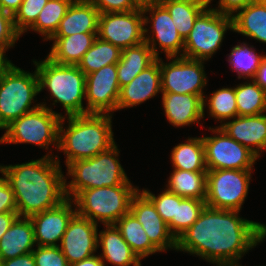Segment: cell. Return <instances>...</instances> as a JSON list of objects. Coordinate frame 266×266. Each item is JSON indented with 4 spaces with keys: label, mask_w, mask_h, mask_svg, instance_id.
Wrapping results in <instances>:
<instances>
[{
    "label": "cell",
    "mask_w": 266,
    "mask_h": 266,
    "mask_svg": "<svg viewBox=\"0 0 266 266\" xmlns=\"http://www.w3.org/2000/svg\"><path fill=\"white\" fill-rule=\"evenodd\" d=\"M239 213L205 206L193 225L176 240V251L214 265L240 261L266 239V224L242 218Z\"/></svg>",
    "instance_id": "1"
},
{
    "label": "cell",
    "mask_w": 266,
    "mask_h": 266,
    "mask_svg": "<svg viewBox=\"0 0 266 266\" xmlns=\"http://www.w3.org/2000/svg\"><path fill=\"white\" fill-rule=\"evenodd\" d=\"M52 151L40 159L15 165H0V173L15 195L19 217L53 209L66 199L65 176Z\"/></svg>",
    "instance_id": "2"
},
{
    "label": "cell",
    "mask_w": 266,
    "mask_h": 266,
    "mask_svg": "<svg viewBox=\"0 0 266 266\" xmlns=\"http://www.w3.org/2000/svg\"><path fill=\"white\" fill-rule=\"evenodd\" d=\"M112 115L89 113L62 117L57 151L65 154L66 166L75 160L92 158L116 144L112 130ZM66 119L68 126L64 128Z\"/></svg>",
    "instance_id": "3"
},
{
    "label": "cell",
    "mask_w": 266,
    "mask_h": 266,
    "mask_svg": "<svg viewBox=\"0 0 266 266\" xmlns=\"http://www.w3.org/2000/svg\"><path fill=\"white\" fill-rule=\"evenodd\" d=\"M33 63L38 75L39 92L47 89L52 105L60 103L67 116L86 114L83 105L86 75L77 65L58 64L47 56L43 61L35 60Z\"/></svg>",
    "instance_id": "4"
},
{
    "label": "cell",
    "mask_w": 266,
    "mask_h": 266,
    "mask_svg": "<svg viewBox=\"0 0 266 266\" xmlns=\"http://www.w3.org/2000/svg\"><path fill=\"white\" fill-rule=\"evenodd\" d=\"M119 153L118 146L115 144L92 158L69 163L66 166L67 176L72 180L67 183V178H65L67 199H73L85 189L131 183L124 168L119 163Z\"/></svg>",
    "instance_id": "5"
},
{
    "label": "cell",
    "mask_w": 266,
    "mask_h": 266,
    "mask_svg": "<svg viewBox=\"0 0 266 266\" xmlns=\"http://www.w3.org/2000/svg\"><path fill=\"white\" fill-rule=\"evenodd\" d=\"M139 187L123 183L111 187H99L80 191L72 200L76 212L95 224L114 225L130 209L132 197Z\"/></svg>",
    "instance_id": "6"
},
{
    "label": "cell",
    "mask_w": 266,
    "mask_h": 266,
    "mask_svg": "<svg viewBox=\"0 0 266 266\" xmlns=\"http://www.w3.org/2000/svg\"><path fill=\"white\" fill-rule=\"evenodd\" d=\"M36 110L22 115L6 126L0 137V144H33L49 149L53 145L59 147V125L64 115L57 113L41 102Z\"/></svg>",
    "instance_id": "7"
},
{
    "label": "cell",
    "mask_w": 266,
    "mask_h": 266,
    "mask_svg": "<svg viewBox=\"0 0 266 266\" xmlns=\"http://www.w3.org/2000/svg\"><path fill=\"white\" fill-rule=\"evenodd\" d=\"M39 93L36 68L30 73L14 64L4 73L0 80V130H4L22 115L39 108L40 103L31 106Z\"/></svg>",
    "instance_id": "8"
},
{
    "label": "cell",
    "mask_w": 266,
    "mask_h": 266,
    "mask_svg": "<svg viewBox=\"0 0 266 266\" xmlns=\"http://www.w3.org/2000/svg\"><path fill=\"white\" fill-rule=\"evenodd\" d=\"M209 7V8H208ZM208 5L194 21L184 40V58L208 61L224 40L228 30L233 31V19Z\"/></svg>",
    "instance_id": "9"
},
{
    "label": "cell",
    "mask_w": 266,
    "mask_h": 266,
    "mask_svg": "<svg viewBox=\"0 0 266 266\" xmlns=\"http://www.w3.org/2000/svg\"><path fill=\"white\" fill-rule=\"evenodd\" d=\"M253 170H207L206 206L240 211L248 195Z\"/></svg>",
    "instance_id": "10"
},
{
    "label": "cell",
    "mask_w": 266,
    "mask_h": 266,
    "mask_svg": "<svg viewBox=\"0 0 266 266\" xmlns=\"http://www.w3.org/2000/svg\"><path fill=\"white\" fill-rule=\"evenodd\" d=\"M214 136L202 137L207 170H253L258 157L231 138L221 127H209Z\"/></svg>",
    "instance_id": "11"
},
{
    "label": "cell",
    "mask_w": 266,
    "mask_h": 266,
    "mask_svg": "<svg viewBox=\"0 0 266 266\" xmlns=\"http://www.w3.org/2000/svg\"><path fill=\"white\" fill-rule=\"evenodd\" d=\"M168 60L169 63H165L159 57L162 92L192 94L204 99L206 95L203 89L208 83L204 70L205 61L182 56L167 57Z\"/></svg>",
    "instance_id": "12"
},
{
    "label": "cell",
    "mask_w": 266,
    "mask_h": 266,
    "mask_svg": "<svg viewBox=\"0 0 266 266\" xmlns=\"http://www.w3.org/2000/svg\"><path fill=\"white\" fill-rule=\"evenodd\" d=\"M142 12L144 15V39L153 54L157 58L160 57V52H164L166 57L183 56L184 40L179 35L168 10L161 3H157L144 7ZM149 23L152 24L150 27H148ZM149 28L152 30H148ZM157 45L161 49L160 52Z\"/></svg>",
    "instance_id": "13"
},
{
    "label": "cell",
    "mask_w": 266,
    "mask_h": 266,
    "mask_svg": "<svg viewBox=\"0 0 266 266\" xmlns=\"http://www.w3.org/2000/svg\"><path fill=\"white\" fill-rule=\"evenodd\" d=\"M141 8L129 12L99 13L98 34L121 50L141 44L144 39V17Z\"/></svg>",
    "instance_id": "14"
},
{
    "label": "cell",
    "mask_w": 266,
    "mask_h": 266,
    "mask_svg": "<svg viewBox=\"0 0 266 266\" xmlns=\"http://www.w3.org/2000/svg\"><path fill=\"white\" fill-rule=\"evenodd\" d=\"M117 64H109L86 75V114H112L120 96Z\"/></svg>",
    "instance_id": "15"
},
{
    "label": "cell",
    "mask_w": 266,
    "mask_h": 266,
    "mask_svg": "<svg viewBox=\"0 0 266 266\" xmlns=\"http://www.w3.org/2000/svg\"><path fill=\"white\" fill-rule=\"evenodd\" d=\"M97 242L98 225L76 213L70 220L59 247L71 265L95 255Z\"/></svg>",
    "instance_id": "16"
},
{
    "label": "cell",
    "mask_w": 266,
    "mask_h": 266,
    "mask_svg": "<svg viewBox=\"0 0 266 266\" xmlns=\"http://www.w3.org/2000/svg\"><path fill=\"white\" fill-rule=\"evenodd\" d=\"M129 212L142 225L151 243L161 253L167 249L176 250V239L170 233L167 223L141 189L132 197Z\"/></svg>",
    "instance_id": "17"
},
{
    "label": "cell",
    "mask_w": 266,
    "mask_h": 266,
    "mask_svg": "<svg viewBox=\"0 0 266 266\" xmlns=\"http://www.w3.org/2000/svg\"><path fill=\"white\" fill-rule=\"evenodd\" d=\"M72 199H66L57 207L29 217L34 228L36 246H59L67 226L77 213ZM75 208H73V206Z\"/></svg>",
    "instance_id": "18"
},
{
    "label": "cell",
    "mask_w": 266,
    "mask_h": 266,
    "mask_svg": "<svg viewBox=\"0 0 266 266\" xmlns=\"http://www.w3.org/2000/svg\"><path fill=\"white\" fill-rule=\"evenodd\" d=\"M160 92H162L161 70L159 58H157L129 84L121 88L117 111L140 105Z\"/></svg>",
    "instance_id": "19"
},
{
    "label": "cell",
    "mask_w": 266,
    "mask_h": 266,
    "mask_svg": "<svg viewBox=\"0 0 266 266\" xmlns=\"http://www.w3.org/2000/svg\"><path fill=\"white\" fill-rule=\"evenodd\" d=\"M221 128L235 141L247 147L258 158L266 152V114L236 116Z\"/></svg>",
    "instance_id": "20"
},
{
    "label": "cell",
    "mask_w": 266,
    "mask_h": 266,
    "mask_svg": "<svg viewBox=\"0 0 266 266\" xmlns=\"http://www.w3.org/2000/svg\"><path fill=\"white\" fill-rule=\"evenodd\" d=\"M162 106L169 124L174 127L199 123L203 115V99L198 95L161 92Z\"/></svg>",
    "instance_id": "21"
},
{
    "label": "cell",
    "mask_w": 266,
    "mask_h": 266,
    "mask_svg": "<svg viewBox=\"0 0 266 266\" xmlns=\"http://www.w3.org/2000/svg\"><path fill=\"white\" fill-rule=\"evenodd\" d=\"M97 246H101L102 253L99 256L105 266L107 262L115 266H142L141 260L115 225H105V229L98 233Z\"/></svg>",
    "instance_id": "22"
},
{
    "label": "cell",
    "mask_w": 266,
    "mask_h": 266,
    "mask_svg": "<svg viewBox=\"0 0 266 266\" xmlns=\"http://www.w3.org/2000/svg\"><path fill=\"white\" fill-rule=\"evenodd\" d=\"M98 9L87 0H74L60 21L54 36L98 33Z\"/></svg>",
    "instance_id": "23"
},
{
    "label": "cell",
    "mask_w": 266,
    "mask_h": 266,
    "mask_svg": "<svg viewBox=\"0 0 266 266\" xmlns=\"http://www.w3.org/2000/svg\"><path fill=\"white\" fill-rule=\"evenodd\" d=\"M35 245L31 219L18 217L0 239V261L32 253Z\"/></svg>",
    "instance_id": "24"
},
{
    "label": "cell",
    "mask_w": 266,
    "mask_h": 266,
    "mask_svg": "<svg viewBox=\"0 0 266 266\" xmlns=\"http://www.w3.org/2000/svg\"><path fill=\"white\" fill-rule=\"evenodd\" d=\"M98 33H78L70 36H53L51 51L47 55L53 62L78 65L86 51L93 45Z\"/></svg>",
    "instance_id": "25"
},
{
    "label": "cell",
    "mask_w": 266,
    "mask_h": 266,
    "mask_svg": "<svg viewBox=\"0 0 266 266\" xmlns=\"http://www.w3.org/2000/svg\"><path fill=\"white\" fill-rule=\"evenodd\" d=\"M233 32L266 43V0H255L233 17Z\"/></svg>",
    "instance_id": "26"
},
{
    "label": "cell",
    "mask_w": 266,
    "mask_h": 266,
    "mask_svg": "<svg viewBox=\"0 0 266 266\" xmlns=\"http://www.w3.org/2000/svg\"><path fill=\"white\" fill-rule=\"evenodd\" d=\"M156 59L157 57L145 41L139 45L124 48L117 63V76L120 88L129 84Z\"/></svg>",
    "instance_id": "27"
},
{
    "label": "cell",
    "mask_w": 266,
    "mask_h": 266,
    "mask_svg": "<svg viewBox=\"0 0 266 266\" xmlns=\"http://www.w3.org/2000/svg\"><path fill=\"white\" fill-rule=\"evenodd\" d=\"M171 163L174 169L192 172H207L205 149L202 137H188L171 151Z\"/></svg>",
    "instance_id": "28"
},
{
    "label": "cell",
    "mask_w": 266,
    "mask_h": 266,
    "mask_svg": "<svg viewBox=\"0 0 266 266\" xmlns=\"http://www.w3.org/2000/svg\"><path fill=\"white\" fill-rule=\"evenodd\" d=\"M207 172H192L173 169L166 189L182 198L206 201Z\"/></svg>",
    "instance_id": "29"
},
{
    "label": "cell",
    "mask_w": 266,
    "mask_h": 266,
    "mask_svg": "<svg viewBox=\"0 0 266 266\" xmlns=\"http://www.w3.org/2000/svg\"><path fill=\"white\" fill-rule=\"evenodd\" d=\"M160 3L168 10L183 40L189 35L196 18L208 6V0H166Z\"/></svg>",
    "instance_id": "30"
},
{
    "label": "cell",
    "mask_w": 266,
    "mask_h": 266,
    "mask_svg": "<svg viewBox=\"0 0 266 266\" xmlns=\"http://www.w3.org/2000/svg\"><path fill=\"white\" fill-rule=\"evenodd\" d=\"M114 225L140 260L157 252L160 253L149 240L142 225L130 212L122 216Z\"/></svg>",
    "instance_id": "31"
},
{
    "label": "cell",
    "mask_w": 266,
    "mask_h": 266,
    "mask_svg": "<svg viewBox=\"0 0 266 266\" xmlns=\"http://www.w3.org/2000/svg\"><path fill=\"white\" fill-rule=\"evenodd\" d=\"M121 53L122 50L119 47L97 37L77 66L87 75L100 70L106 65L117 64L120 60Z\"/></svg>",
    "instance_id": "32"
},
{
    "label": "cell",
    "mask_w": 266,
    "mask_h": 266,
    "mask_svg": "<svg viewBox=\"0 0 266 266\" xmlns=\"http://www.w3.org/2000/svg\"><path fill=\"white\" fill-rule=\"evenodd\" d=\"M238 116L266 113V91L253 79L235 87Z\"/></svg>",
    "instance_id": "33"
},
{
    "label": "cell",
    "mask_w": 266,
    "mask_h": 266,
    "mask_svg": "<svg viewBox=\"0 0 266 266\" xmlns=\"http://www.w3.org/2000/svg\"><path fill=\"white\" fill-rule=\"evenodd\" d=\"M211 94L209 99L207 96L203 99V115H205V108L208 106L209 112L207 113H209V117L220 121L219 127L227 120L238 116L235 87H222Z\"/></svg>",
    "instance_id": "34"
},
{
    "label": "cell",
    "mask_w": 266,
    "mask_h": 266,
    "mask_svg": "<svg viewBox=\"0 0 266 266\" xmlns=\"http://www.w3.org/2000/svg\"><path fill=\"white\" fill-rule=\"evenodd\" d=\"M74 0H48L47 4L39 13L36 22L27 30L35 31L41 34L46 41L50 40L57 28L60 21L65 16L68 8Z\"/></svg>",
    "instance_id": "35"
},
{
    "label": "cell",
    "mask_w": 266,
    "mask_h": 266,
    "mask_svg": "<svg viewBox=\"0 0 266 266\" xmlns=\"http://www.w3.org/2000/svg\"><path fill=\"white\" fill-rule=\"evenodd\" d=\"M248 43L242 42L232 47L228 62L232 72H237L238 79H254L264 54H258Z\"/></svg>",
    "instance_id": "36"
},
{
    "label": "cell",
    "mask_w": 266,
    "mask_h": 266,
    "mask_svg": "<svg viewBox=\"0 0 266 266\" xmlns=\"http://www.w3.org/2000/svg\"><path fill=\"white\" fill-rule=\"evenodd\" d=\"M205 206L206 202L204 200L182 198L177 195L176 219H172L167 224L170 233L176 240L193 225Z\"/></svg>",
    "instance_id": "37"
},
{
    "label": "cell",
    "mask_w": 266,
    "mask_h": 266,
    "mask_svg": "<svg viewBox=\"0 0 266 266\" xmlns=\"http://www.w3.org/2000/svg\"><path fill=\"white\" fill-rule=\"evenodd\" d=\"M48 0H23L13 16L16 31L22 36L36 22V19Z\"/></svg>",
    "instance_id": "38"
},
{
    "label": "cell",
    "mask_w": 266,
    "mask_h": 266,
    "mask_svg": "<svg viewBox=\"0 0 266 266\" xmlns=\"http://www.w3.org/2000/svg\"><path fill=\"white\" fill-rule=\"evenodd\" d=\"M155 206L161 218L168 224L172 219H176L177 194L163 189V192L155 196L149 189L141 191Z\"/></svg>",
    "instance_id": "39"
},
{
    "label": "cell",
    "mask_w": 266,
    "mask_h": 266,
    "mask_svg": "<svg viewBox=\"0 0 266 266\" xmlns=\"http://www.w3.org/2000/svg\"><path fill=\"white\" fill-rule=\"evenodd\" d=\"M32 254L36 266H70L59 246H37Z\"/></svg>",
    "instance_id": "40"
},
{
    "label": "cell",
    "mask_w": 266,
    "mask_h": 266,
    "mask_svg": "<svg viewBox=\"0 0 266 266\" xmlns=\"http://www.w3.org/2000/svg\"><path fill=\"white\" fill-rule=\"evenodd\" d=\"M20 37L13 24V16L0 9V49L9 50Z\"/></svg>",
    "instance_id": "41"
},
{
    "label": "cell",
    "mask_w": 266,
    "mask_h": 266,
    "mask_svg": "<svg viewBox=\"0 0 266 266\" xmlns=\"http://www.w3.org/2000/svg\"><path fill=\"white\" fill-rule=\"evenodd\" d=\"M92 3L99 13L129 12L138 9L132 0H87Z\"/></svg>",
    "instance_id": "42"
},
{
    "label": "cell",
    "mask_w": 266,
    "mask_h": 266,
    "mask_svg": "<svg viewBox=\"0 0 266 266\" xmlns=\"http://www.w3.org/2000/svg\"><path fill=\"white\" fill-rule=\"evenodd\" d=\"M17 212L15 195L6 178L0 176V214Z\"/></svg>",
    "instance_id": "43"
},
{
    "label": "cell",
    "mask_w": 266,
    "mask_h": 266,
    "mask_svg": "<svg viewBox=\"0 0 266 266\" xmlns=\"http://www.w3.org/2000/svg\"><path fill=\"white\" fill-rule=\"evenodd\" d=\"M213 0H208V5L211 4ZM255 0H219L218 8H213L217 12L233 17L238 11L245 8L247 5L251 4Z\"/></svg>",
    "instance_id": "44"
},
{
    "label": "cell",
    "mask_w": 266,
    "mask_h": 266,
    "mask_svg": "<svg viewBox=\"0 0 266 266\" xmlns=\"http://www.w3.org/2000/svg\"><path fill=\"white\" fill-rule=\"evenodd\" d=\"M0 266H36L32 253H27L16 258L0 261Z\"/></svg>",
    "instance_id": "45"
},
{
    "label": "cell",
    "mask_w": 266,
    "mask_h": 266,
    "mask_svg": "<svg viewBox=\"0 0 266 266\" xmlns=\"http://www.w3.org/2000/svg\"><path fill=\"white\" fill-rule=\"evenodd\" d=\"M18 217L17 212H5L0 214V239Z\"/></svg>",
    "instance_id": "46"
},
{
    "label": "cell",
    "mask_w": 266,
    "mask_h": 266,
    "mask_svg": "<svg viewBox=\"0 0 266 266\" xmlns=\"http://www.w3.org/2000/svg\"><path fill=\"white\" fill-rule=\"evenodd\" d=\"M22 2L23 0H0V9L14 16Z\"/></svg>",
    "instance_id": "47"
},
{
    "label": "cell",
    "mask_w": 266,
    "mask_h": 266,
    "mask_svg": "<svg viewBox=\"0 0 266 266\" xmlns=\"http://www.w3.org/2000/svg\"><path fill=\"white\" fill-rule=\"evenodd\" d=\"M253 80L266 91V54L261 60L260 66Z\"/></svg>",
    "instance_id": "48"
},
{
    "label": "cell",
    "mask_w": 266,
    "mask_h": 266,
    "mask_svg": "<svg viewBox=\"0 0 266 266\" xmlns=\"http://www.w3.org/2000/svg\"><path fill=\"white\" fill-rule=\"evenodd\" d=\"M70 266H105L104 262L98 255H93L84 260L72 263Z\"/></svg>",
    "instance_id": "49"
},
{
    "label": "cell",
    "mask_w": 266,
    "mask_h": 266,
    "mask_svg": "<svg viewBox=\"0 0 266 266\" xmlns=\"http://www.w3.org/2000/svg\"><path fill=\"white\" fill-rule=\"evenodd\" d=\"M7 49H0V80L4 73H6L14 64L6 57Z\"/></svg>",
    "instance_id": "50"
},
{
    "label": "cell",
    "mask_w": 266,
    "mask_h": 266,
    "mask_svg": "<svg viewBox=\"0 0 266 266\" xmlns=\"http://www.w3.org/2000/svg\"><path fill=\"white\" fill-rule=\"evenodd\" d=\"M132 2L137 8L143 9L144 7L159 3V0H132Z\"/></svg>",
    "instance_id": "51"
},
{
    "label": "cell",
    "mask_w": 266,
    "mask_h": 266,
    "mask_svg": "<svg viewBox=\"0 0 266 266\" xmlns=\"http://www.w3.org/2000/svg\"><path fill=\"white\" fill-rule=\"evenodd\" d=\"M240 262H232V263H222L216 266H242L239 264Z\"/></svg>",
    "instance_id": "52"
}]
</instances>
